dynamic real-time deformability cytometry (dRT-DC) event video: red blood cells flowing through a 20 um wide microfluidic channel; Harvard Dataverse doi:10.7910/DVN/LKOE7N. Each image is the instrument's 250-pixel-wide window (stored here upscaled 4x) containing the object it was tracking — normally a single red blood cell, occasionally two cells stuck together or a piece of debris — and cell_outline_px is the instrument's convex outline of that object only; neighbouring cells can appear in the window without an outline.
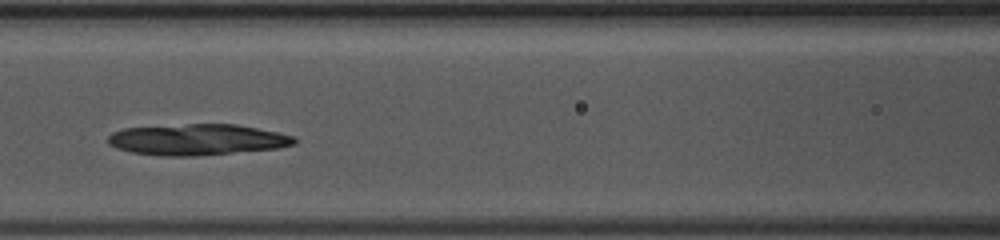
{"species": "common noctule bat (a hibernating species)", "species_latin": "Nyctalus noctula", "temperature_condition": "warm", "stored_images_in_passage": 28, "camera_frame_rate_fps": 3000, "um_per_image_px": 0.085, "animal": {"sex": "female", "body_mass_g": 10.0, "forearm_length_mm": 53.1}, "frame": {"image": 1, "passage_image": 8, "time_ms": 2.333, "image_size_px": [1000, 240], "cell_outline_px": [[296, 144], [280, 148], [196, 156], [164, 156], [132, 152], [108, 144], [108, 136], [112, 132], [124, 128], [188, 124], [236, 124], [296, 136]], "centroid_in_image_um": [16.8, 11.87], "position_along_channel_um": 149.8, "area_um2": 33.7}}
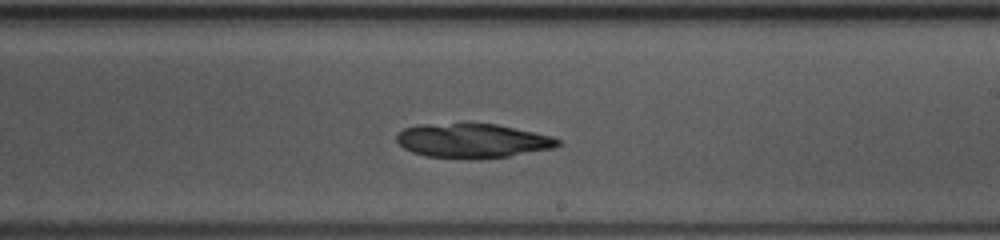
{"frame": {"image": 2, "passage_image": 15, "time_ms": 4.667, "image_size_px": [1000, 240], "cell_outline_px": [[560, 144], [552, 148], [508, 156], [480, 160], [468, 160], [424, 156], [412, 152], [404, 148], [396, 140], [396, 132], [404, 128], [424, 124], [496, 124], [552, 136], [560, 140]], "centroid_in_image_um": [40.12, 11.98], "position_along_channel_um": 248.9, "area_um2": 32.37}}
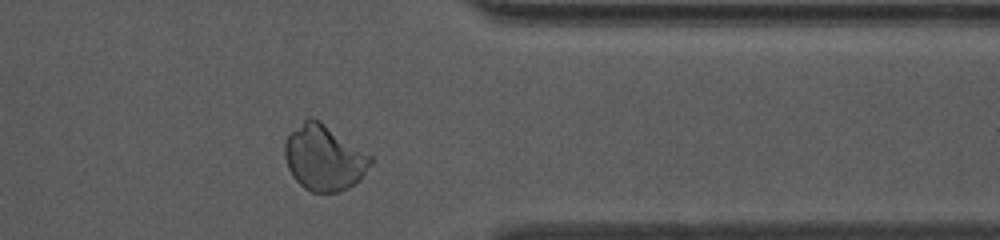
{"frame": {"image": 3, "passage_image": 25, "time_ms": 8.0, "image_size_px": [1000, 240], "cell_outline_px": [[372, 164], [360, 180], [340, 192], [312, 192], [304, 188], [292, 176], [288, 168], [284, 156], [284, 144], [288, 136], [308, 116], [312, 116], [320, 120], [372, 156]], "centroid_in_image_um": [27.54, 13.41], "position_along_channel_um": 383.9, "area_um2": 32.77}}